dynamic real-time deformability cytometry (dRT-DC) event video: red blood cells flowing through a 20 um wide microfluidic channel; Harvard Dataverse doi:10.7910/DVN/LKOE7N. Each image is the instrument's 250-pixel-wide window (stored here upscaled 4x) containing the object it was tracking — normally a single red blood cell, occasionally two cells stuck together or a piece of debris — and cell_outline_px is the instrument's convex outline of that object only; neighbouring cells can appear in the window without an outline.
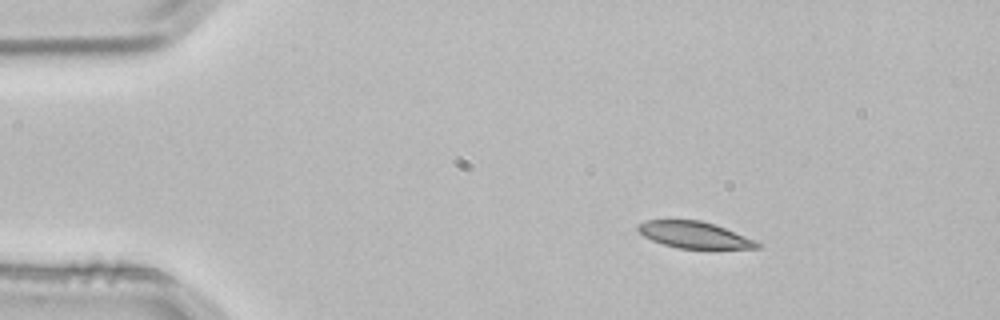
{"species": "common noctule bat (a hibernating species)", "species_latin": "Nyctalus noctula", "temperature_condition": "room temperature", "stored_images_in_passage": 3, "camera_frame_rate_fps": 3000, "um_per_image_px": 0.085, "animal": {"sex": "male", "body_mass_g": 21.5, "forearm_length_mm": 52.0}, "frame": {"image": 1, "passage_image": 2, "time_ms": 0.333, "image_size_px": [1000, 320], "cell_outline_px": [[760, 248], [680, 248], [664, 244], [652, 240], [644, 236], [636, 228], [636, 224], [648, 220], [700, 220], [716, 224], [756, 240], [760, 244]], "centroid_in_image_um": [59.02, 19.95], "position_along_channel_um": 26.0, "area_um2": 18.32}}